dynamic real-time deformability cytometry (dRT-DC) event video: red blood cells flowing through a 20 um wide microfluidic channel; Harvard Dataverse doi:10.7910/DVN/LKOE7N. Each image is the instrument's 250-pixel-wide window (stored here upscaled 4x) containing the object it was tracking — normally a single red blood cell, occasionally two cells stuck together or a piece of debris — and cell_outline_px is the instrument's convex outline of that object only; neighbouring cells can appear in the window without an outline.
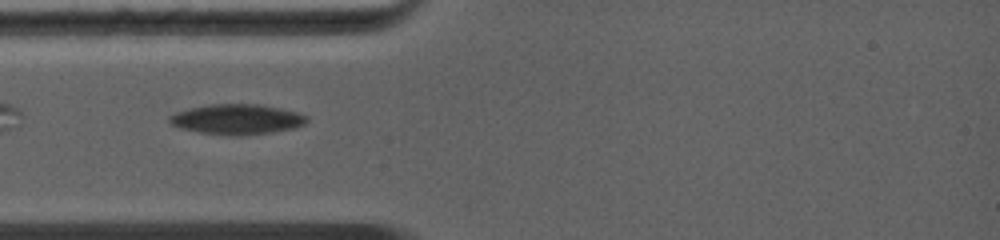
{"species": "common noctule bat (a hibernating species)", "species_latin": "Nyctalus noctula", "temperature_condition": "warm", "stored_images_in_passage": 23, "camera_frame_rate_fps": 5000, "um_per_image_px": 0.085, "animal": {"sex": "female", "body_mass_g": 19.0, "forearm_length_mm": 56.7}, "frame": {"image": 1, "passage_image": 1, "time_ms": 0.0, "image_size_px": [1000, 240], "cell_outline_px": [[308, 120], [304, 124], [296, 128], [272, 132], [236, 136], [200, 132], [180, 128], [172, 124], [168, 120], [168, 116], [176, 112], [188, 108], [208, 104], [260, 104], [280, 108], [296, 112], [308, 116]], "centroid_in_image_um": [20.14, 10.13], "position_along_channel_um": 64.9, "area_um2": 24.22}}
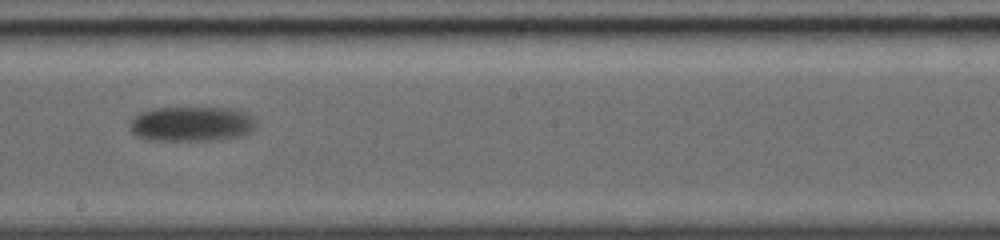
{"frame": {"image": 2, "passage_image": 9, "time_ms": 4.2, "image_size_px": [1000, 240], "cell_outline_px": [[256, 128], [244, 136], [212, 140], [148, 140], [136, 136], [128, 128], [128, 124], [140, 112], [156, 108], [232, 108], [244, 112], [252, 116], [256, 120]], "centroid_in_image_um": [16.3, 10.54], "position_along_channel_um": 231.9, "area_um2": 25.89}}
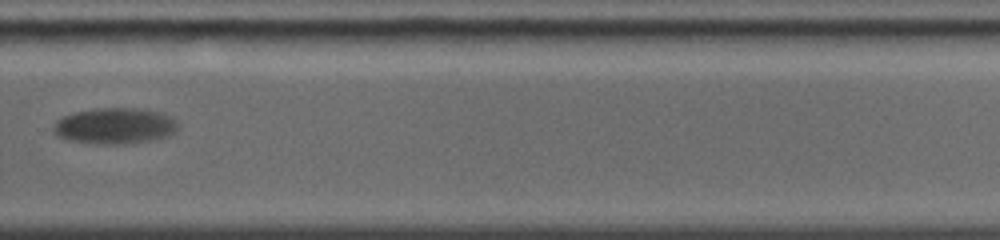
{"frame": {"image": 3, "passage_image": 13, "time_ms": 6.4, "image_size_px": [1000, 240], "cell_outline_px": [[180, 124], [176, 132], [152, 140], [124, 144], [100, 144], [68, 140], [60, 136], [52, 128], [52, 124], [56, 120], [72, 112], [96, 108], [136, 108], [160, 112], [172, 116]], "centroid_in_image_um": [9.78, 10.69], "position_along_channel_um": 320.0, "area_um2": 26.3}}